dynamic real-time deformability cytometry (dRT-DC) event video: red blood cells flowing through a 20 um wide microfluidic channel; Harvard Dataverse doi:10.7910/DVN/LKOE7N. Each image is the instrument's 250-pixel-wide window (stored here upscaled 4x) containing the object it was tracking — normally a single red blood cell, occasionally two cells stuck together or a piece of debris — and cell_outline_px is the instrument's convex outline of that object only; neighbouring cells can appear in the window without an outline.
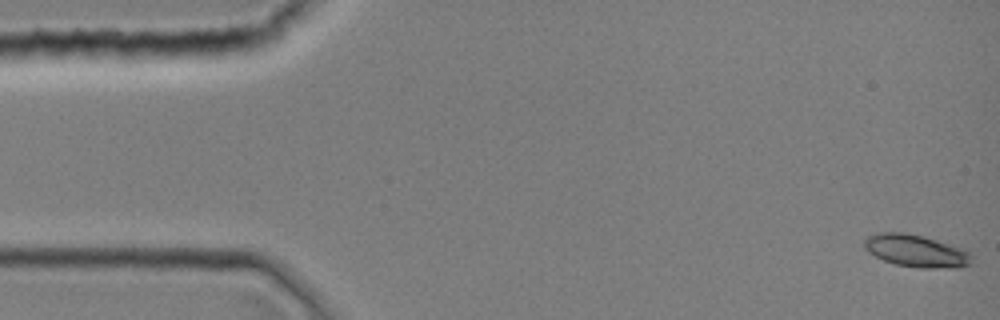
{"species": "common noctule bat (a hibernating species)", "species_latin": "Nyctalus noctula", "temperature_condition": "room temperature", "stored_images_in_passage": 11, "camera_frame_rate_fps": 3000, "um_per_image_px": 0.085, "animal": {"sex": "female", "body_mass_g": 19.0, "forearm_length_mm": 51.5}, "frame": {"image": 1, "passage_image": 1, "time_ms": 0.0, "image_size_px": [1000, 320], "cell_outline_px": [[972, 264], [960, 268], [920, 268], [896, 264], [884, 260], [868, 252], [864, 248], [864, 240], [868, 236], [880, 232], [904, 232], [924, 236], [968, 248], [972, 256]], "centroid_in_image_um": [77.96, 21.32], "position_along_channel_um": 7.0, "area_um2": 20.75}}
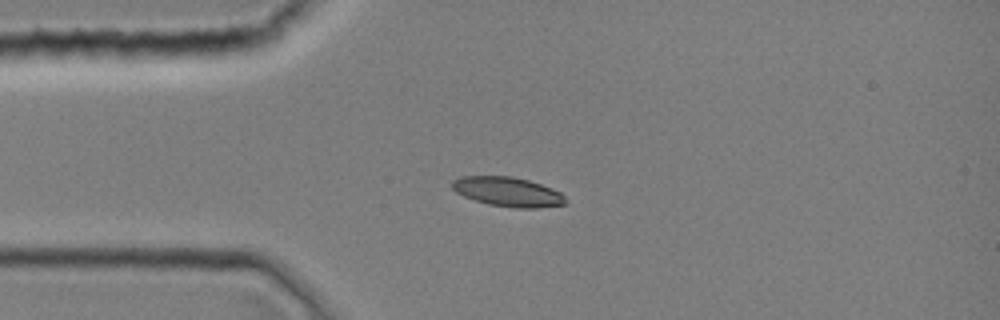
{"frame": {"image": 2, "passage_image": 10, "time_ms": 3.0, "image_size_px": [1000, 320], "cell_outline_px": [[564, 204], [536, 208], [516, 208], [488, 204], [464, 196], [456, 192], [452, 188], [452, 180], [460, 176], [512, 176], [528, 180], [552, 188], [560, 192], [564, 196]], "centroid_in_image_um": [43.13, 16.29], "position_along_channel_um": 41.9, "area_um2": 19.31}}